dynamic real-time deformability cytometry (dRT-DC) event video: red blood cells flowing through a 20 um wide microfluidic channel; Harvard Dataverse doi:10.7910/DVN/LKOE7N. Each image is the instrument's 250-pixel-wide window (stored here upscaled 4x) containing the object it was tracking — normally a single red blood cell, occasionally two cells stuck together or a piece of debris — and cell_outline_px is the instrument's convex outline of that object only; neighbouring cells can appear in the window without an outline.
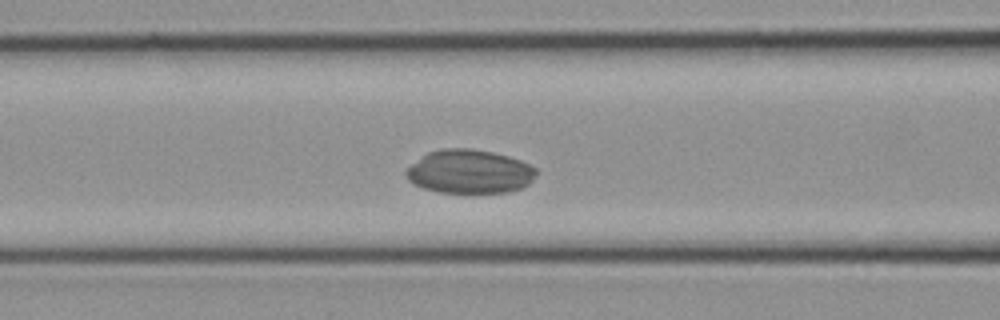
{"species": "common noctule bat (a hibernating species)", "species_latin": "Nyctalus noctula", "temperature_condition": "cold", "stored_images_in_passage": 17, "camera_frame_rate_fps": 3000, "um_per_image_px": 0.085, "animal": {"sex": "female", "body_mass_g": 21.9}, "frame": {"image": 1, "passage_image": 10, "time_ms": 3.0, "image_size_px": [1000, 320], "cell_outline_px": [[536, 172], [532, 180], [528, 184], [520, 188], [508, 192], [472, 196], [440, 192], [424, 188], [408, 180], [404, 172], [412, 164], [428, 152], [440, 148], [472, 148], [492, 152], [508, 156], [520, 160], [536, 168]], "centroid_in_image_um": [39.91, 14.62], "position_along_channel_um": 126.7, "area_um2": 33.87}}
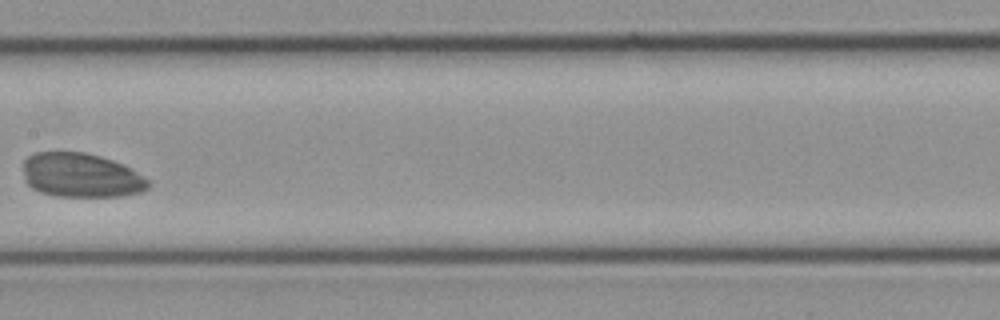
{"frame": {"image": 2, "passage_image": 13, "time_ms": 4.0, "image_size_px": [1000, 320], "cell_outline_px": [[152, 184], [148, 188], [140, 192], [120, 196], [56, 196], [40, 192], [32, 188], [24, 180], [24, 160], [28, 156], [36, 152], [84, 152], [100, 156], [124, 164], [132, 168], [148, 180]], "centroid_in_image_um": [6.9, 14.9], "position_along_channel_um": 200.5, "area_um2": 32.37}}
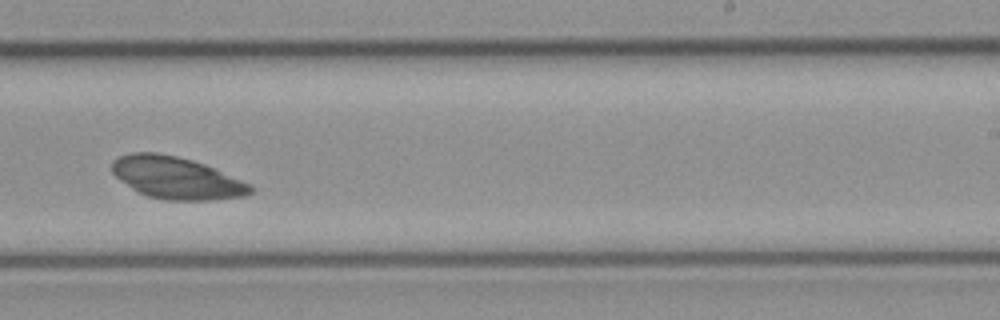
{"frame": {"image": 3, "passage_image": 16, "time_ms": 5.0, "image_size_px": [1000, 320], "cell_outline_px": [[256, 188], [248, 196], [212, 200], [168, 200], [148, 196], [136, 192], [120, 180], [112, 172], [112, 160], [120, 156], [132, 152], [156, 152], [176, 156], [192, 160], [204, 164], [252, 184]], "centroid_in_image_um": [15.02, 15.13], "position_along_channel_um": 274.0, "area_um2": 34.16}}